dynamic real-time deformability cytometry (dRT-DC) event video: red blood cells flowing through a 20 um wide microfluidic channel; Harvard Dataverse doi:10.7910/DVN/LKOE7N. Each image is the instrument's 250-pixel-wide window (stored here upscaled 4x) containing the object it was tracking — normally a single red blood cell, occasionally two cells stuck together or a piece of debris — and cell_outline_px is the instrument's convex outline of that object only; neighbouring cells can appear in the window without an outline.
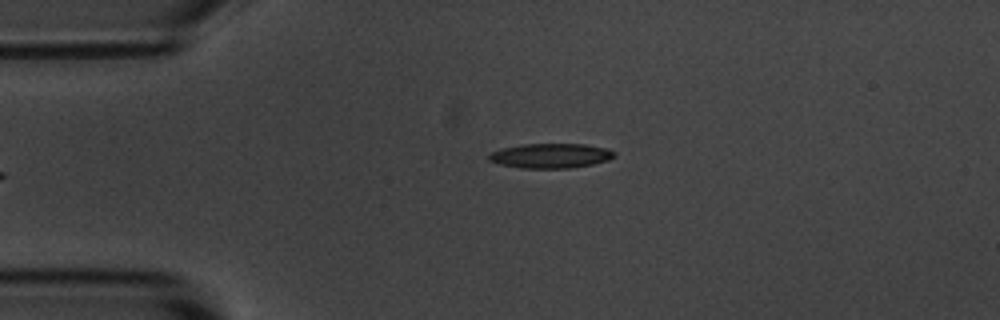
{"species": "common noctule bat (a hibernating species)", "species_latin": "Nyctalus noctula", "temperature_condition": "room temperature", "stored_images_in_passage": 6, "camera_frame_rate_fps": 3000, "um_per_image_px": 0.085, "animal": {"sex": "male", "body_mass_g": 20.1, "forearm_length_mm": 53.5}, "frame": {"image": 1, "passage_image": 6, "time_ms": 6.0, "image_size_px": [1000, 320], "cell_outline_px": [[616, 152], [608, 160], [592, 164], [572, 168], [520, 168], [500, 164], [488, 160], [488, 156], [492, 152], [504, 148], [520, 144], [584, 144], [608, 148]], "centroid_in_image_um": [46.81, 13.24], "position_along_channel_um": 38.2, "area_um2": 17.98}}